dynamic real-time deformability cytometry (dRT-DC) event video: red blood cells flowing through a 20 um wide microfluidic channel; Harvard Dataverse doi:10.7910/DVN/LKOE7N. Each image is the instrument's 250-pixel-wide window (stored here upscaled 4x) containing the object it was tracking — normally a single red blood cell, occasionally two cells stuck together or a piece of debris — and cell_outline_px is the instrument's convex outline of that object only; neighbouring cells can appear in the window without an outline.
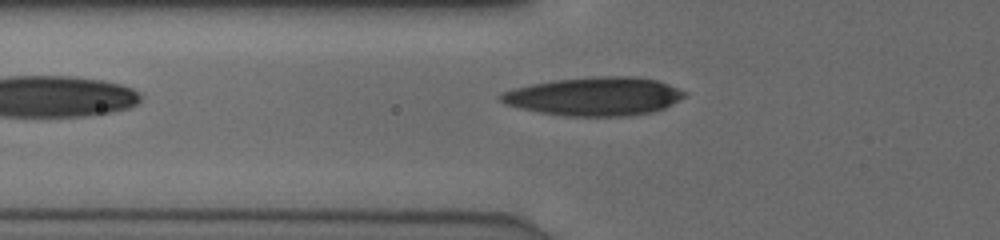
{"species": "human", "species_latin": "Homo sapiens", "temperature_condition": "cold", "stored_images_in_passage": 35, "camera_frame_rate_fps": 3000, "um_per_image_px": 0.085, "donor": {"sex": "male"}, "frame": {"image": 1, "passage_image": 2, "time_ms": 0.333, "image_size_px": [1000, 240], "cell_outline_px": [[688, 92], [684, 96], [664, 108], [652, 112], [628, 116], [568, 116], [540, 112], [520, 108], [508, 104], [500, 100], [496, 96], [504, 92], [516, 88], [532, 84], [556, 80], [600, 76], [628, 76], [656, 80]], "centroid_in_image_um": [50.54, 8.2], "position_along_channel_um": 75.3, "area_um2": 40.69}}
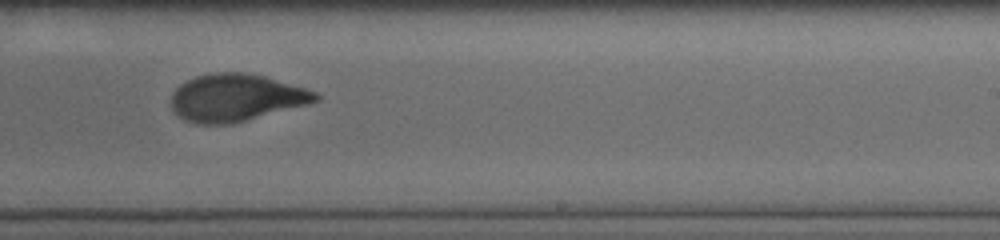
{"frame": {"image": 2, "passage_image": 17, "time_ms": 5.333, "image_size_px": [1000, 240], "cell_outline_px": [[320, 100], [232, 124], [196, 124], [180, 116], [172, 108], [172, 92], [180, 84], [196, 76], [216, 72], [244, 72], [264, 76], [304, 88], [316, 92], [320, 96]], "centroid_in_image_um": [20.04, 8.3], "position_along_channel_um": 269.0, "area_um2": 39.3}}
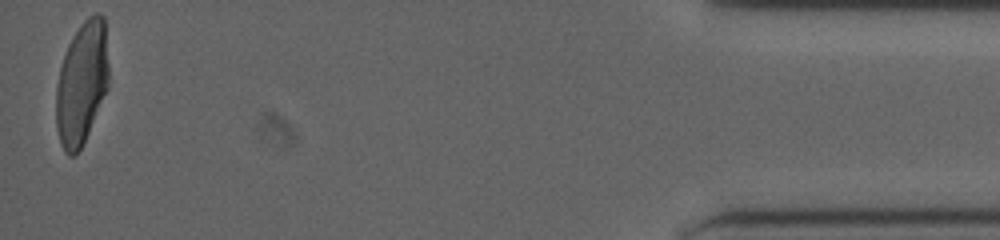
{"frame": {"image": 3, "passage_image": 35, "time_ms": 11.333, "image_size_px": [1000, 240], "cell_outline_px": [[108, 88], [88, 132], [80, 148], [72, 156], [68, 156], [64, 152], [60, 144], [56, 128], [56, 88], [60, 68], [68, 44], [72, 36], [80, 24], [88, 16], [96, 12], [100, 12], [104, 16], [108, 64]], "centroid_in_image_um": [6.94, 7.04], "position_along_channel_um": 428.3, "area_um2": 37.69}, "authors_computed_cell_mechanics": {"area_um2": 39.304, "velocity_mm_per_s": 3.8839, "shape_relaxation_time_tau1_ms": 5.1907, "shape_relaxation_time_tau2_ms": 1.4573, "deformation_change_tau1": 0.2102, "deformation_change_tau2": 0.074}}